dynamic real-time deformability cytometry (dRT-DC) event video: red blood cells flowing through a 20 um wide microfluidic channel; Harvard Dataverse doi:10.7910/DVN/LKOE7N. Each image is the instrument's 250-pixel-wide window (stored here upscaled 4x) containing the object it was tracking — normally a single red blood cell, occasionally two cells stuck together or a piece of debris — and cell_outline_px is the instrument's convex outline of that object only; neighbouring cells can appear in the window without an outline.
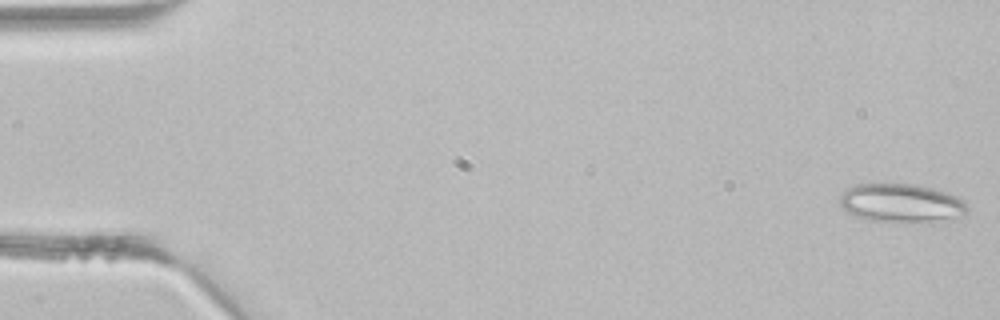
{"species": "common noctule bat (a hibernating species)", "species_latin": "Nyctalus noctula", "temperature_condition": "room temperature", "stored_images_in_passage": 43, "segment_of_instrument_passage": [1, 2], "camera_frame_rate_fps": 3000, "um_per_image_px": 0.085, "animal": {"sex": "male", "body_mass_g": 21.5, "forearm_length_mm": 52.0}, "frame": {"image": 1, "passage_image": 1, "time_ms": 0.0, "image_size_px": [1000, 320], "cell_outline_px": [[968, 212], [952, 216], [928, 220], [868, 220], [856, 216], [848, 212], [840, 204], [840, 196], [848, 188], [856, 184], [912, 184], [932, 188], [956, 196], [964, 200], [968, 204]], "centroid_in_image_um": [76.55, 17.21], "position_along_channel_um": 8.4, "area_um2": 27.46}}
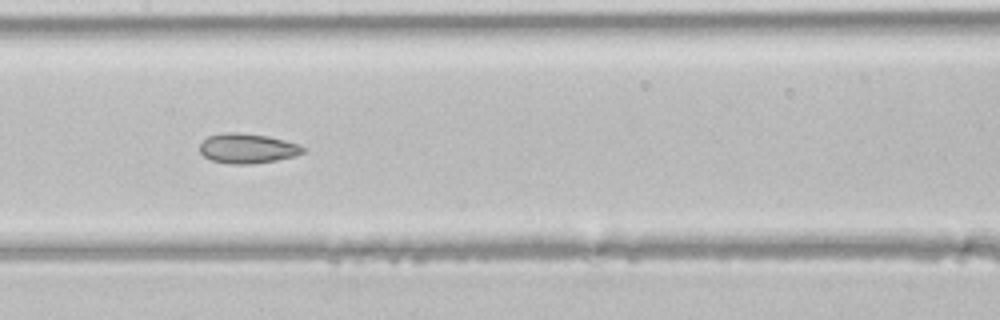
{"frame": {"image": 2, "passage_image": 21, "time_ms": 6.667, "image_size_px": [1000, 320], "cell_outline_px": [[304, 152], [296, 156], [276, 160], [248, 164], [232, 164], [212, 160], [204, 156], [200, 152], [200, 144], [208, 136], [228, 132], [236, 132], [268, 136], [300, 144], [304, 148]], "centroid_in_image_um": [21.05, 12.61], "position_along_channel_um": 186.4, "area_um2": 17.8}}
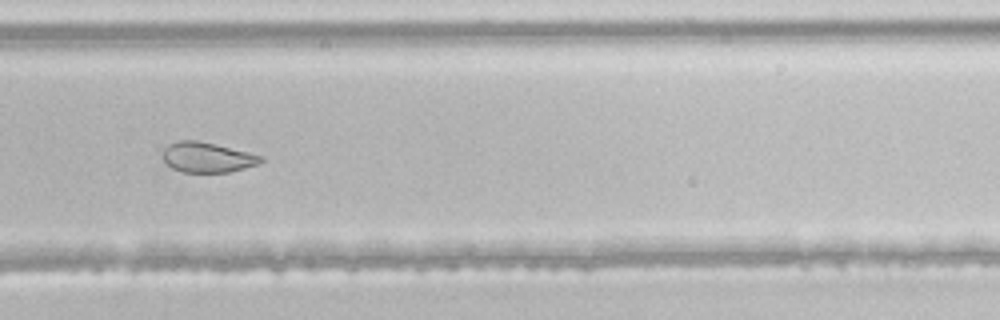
{"frame": {"image": 3, "passage_image": 29, "time_ms": 9.333, "image_size_px": [1000, 320], "cell_outline_px": [[264, 160], [256, 164], [244, 168], [228, 172], [184, 172], [172, 168], [164, 160], [164, 148], [168, 144], [176, 140], [196, 140], [216, 144], [264, 156]], "centroid_in_image_um": [17.62, 13.36], "position_along_channel_um": 312.2, "area_um2": 17.11}}